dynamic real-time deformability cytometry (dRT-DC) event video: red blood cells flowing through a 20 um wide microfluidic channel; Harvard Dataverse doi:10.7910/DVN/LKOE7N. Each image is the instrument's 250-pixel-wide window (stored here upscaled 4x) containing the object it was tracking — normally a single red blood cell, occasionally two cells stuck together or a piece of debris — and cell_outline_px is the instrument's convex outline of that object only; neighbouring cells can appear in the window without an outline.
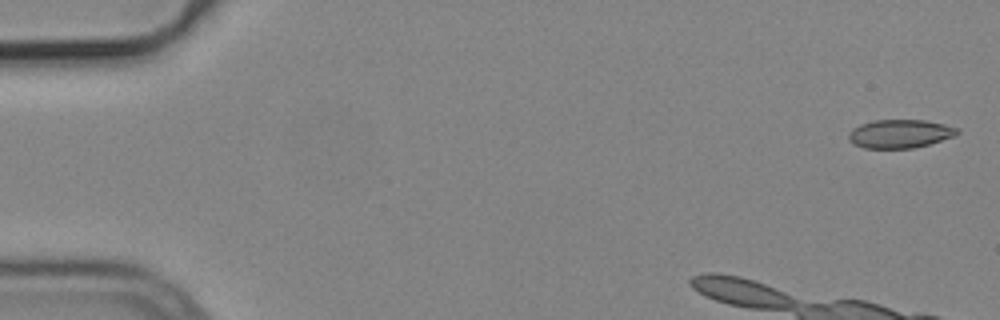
{"species": "common noctule bat (a hibernating species)", "species_latin": "Nyctalus noctula", "temperature_condition": "cold", "stored_images_in_passage": 11, "camera_frame_rate_fps": 3000, "um_per_image_px": 0.085, "animal": {"sex": "male", "body_mass_g": 19.2, "forearm_length_mm": 51.8}, "frame": {"image": 1, "passage_image": 2, "time_ms": 0.333, "image_size_px": [1000, 320], "cell_outline_px": [[960, 132], [952, 136], [928, 144], [912, 148], [864, 148], [848, 140], [848, 132], [852, 128], [860, 124], [872, 120], [924, 120], [944, 124], [960, 128]], "centroid_in_image_um": [76.46, 11.35], "position_along_channel_um": 8.5, "area_um2": 17.98}}